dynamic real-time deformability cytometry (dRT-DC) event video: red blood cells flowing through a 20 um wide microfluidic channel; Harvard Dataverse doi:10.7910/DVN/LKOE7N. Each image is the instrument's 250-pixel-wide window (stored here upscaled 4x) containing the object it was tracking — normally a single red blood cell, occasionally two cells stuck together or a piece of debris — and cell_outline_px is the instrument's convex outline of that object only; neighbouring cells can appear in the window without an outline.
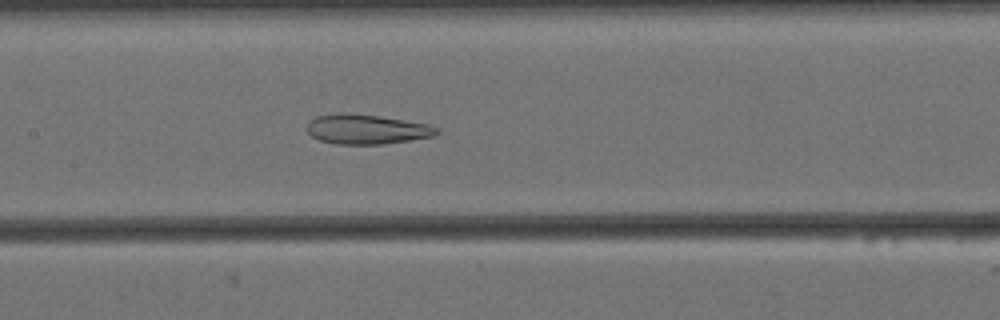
{"species": "Egyptian fruit bat (a non-hibernating species)", "species_latin": "Rousettus aegyptiacus", "temperature_condition": "cold", "stored_images_in_passage": 55, "camera_frame_rate_fps": 3000, "um_per_image_px": 0.085, "animal": {"sex": "female"}, "frame": {"image": 1, "passage_image": 24, "time_ms": 7.667, "image_size_px": [1000, 320], "cell_outline_px": [[440, 132], [432, 136], [384, 144], [336, 144], [320, 140], [312, 136], [308, 132], [308, 120], [316, 116], [340, 112], [380, 116], [428, 124], [440, 128]], "centroid_in_image_um": [31.15, 10.98], "position_along_channel_um": 176.2, "area_um2": 22.43}}
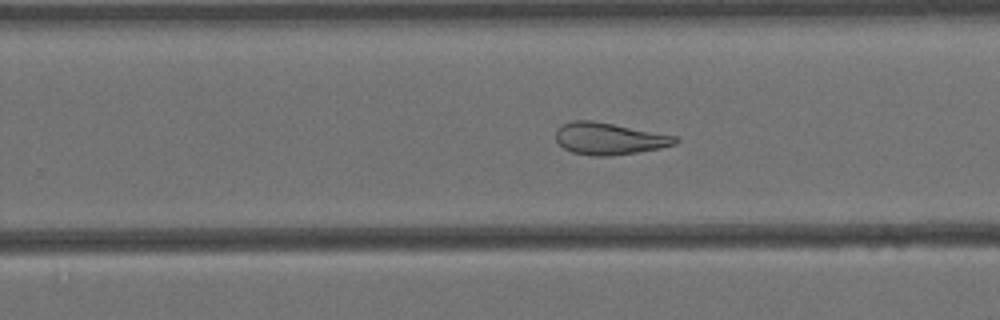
{"frame": {"image": 2, "passage_image": 33, "time_ms": 10.667, "image_size_px": [1000, 320], "cell_outline_px": [[680, 140], [676, 144], [660, 148], [636, 152], [608, 156], [592, 156], [572, 152], [564, 148], [556, 140], [556, 128], [560, 124], [572, 120], [592, 120], [676, 136]], "centroid_in_image_um": [51.74, 11.78], "position_along_channel_um": 278.1, "area_um2": 22.2}}
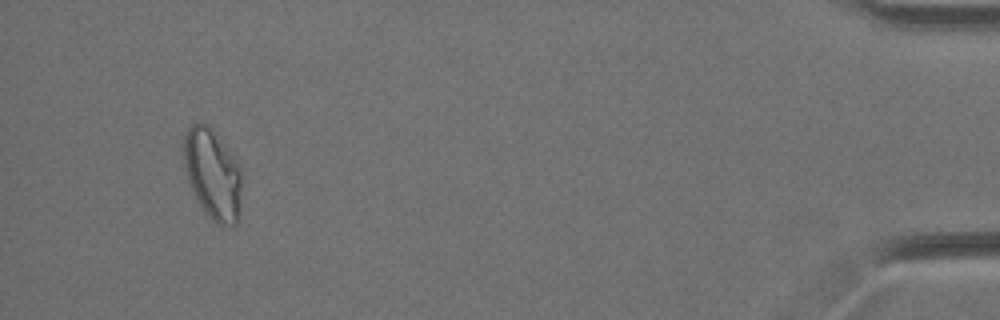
{"frame": {"image": 3, "passage_image": 52, "time_ms": 17.0, "image_size_px": [1000, 320], "cell_outline_px": [[240, 204], [236, 224], [216, 224], [208, 216], [192, 192], [188, 180], [184, 164], [184, 136], [188, 128], [192, 124], [204, 124], [208, 128], [236, 164], [240, 172]], "centroid_in_image_um": [18.02, 14.88], "position_along_channel_um": 417.2, "area_um2": 28.96}, "authors_computed_cell_mechanics": {"area_um2": 26.299, "velocity_mm_per_s": 3.4242, "shape_relaxation_time_tau1_ms": null, "shape_relaxation_time_tau2_ms": 4.0691, "deformation_change_tau1": null, "deformation_change_tau2": 0.1324}}